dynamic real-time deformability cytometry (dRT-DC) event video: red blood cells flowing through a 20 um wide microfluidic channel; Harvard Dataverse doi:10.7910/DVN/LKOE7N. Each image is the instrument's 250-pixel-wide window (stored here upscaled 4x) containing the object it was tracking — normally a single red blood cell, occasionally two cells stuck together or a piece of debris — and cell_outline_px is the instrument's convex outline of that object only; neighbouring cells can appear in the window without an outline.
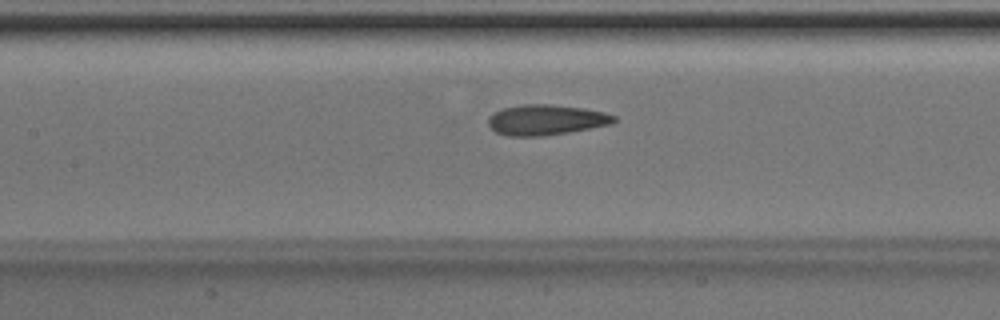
{"species": "Egyptian fruit bat (a non-hibernating species)", "species_latin": "Rousettus aegyptiacus", "temperature_condition": "room temperature", "stored_images_in_passage": 37, "camera_frame_rate_fps": 3000, "um_per_image_px": 0.085, "animal": {"sex": "male"}, "frame": {"image": 1, "passage_image": 18, "time_ms": 5.667, "image_size_px": [1000, 320], "cell_outline_px": [[616, 120], [612, 124], [568, 132], [544, 136], [508, 136], [496, 132], [488, 124], [488, 116], [492, 112], [504, 108], [520, 104], [548, 104], [584, 108], [604, 112], [616, 116]], "centroid_in_image_um": [46.39, 10.18], "position_along_channel_um": 161.0, "area_um2": 22.37}}
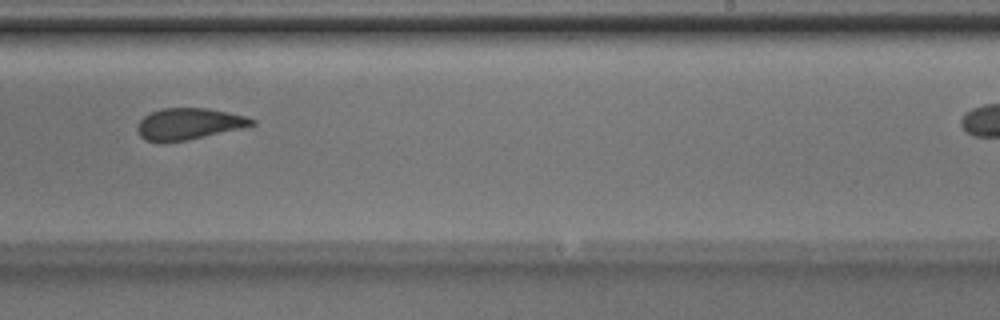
{"frame": {"image": 2, "passage_image": 26, "time_ms": 8.333, "image_size_px": [1000, 320], "cell_outline_px": [[256, 124], [240, 128], [188, 140], [144, 140], [140, 136], [136, 128], [140, 120], [144, 116], [152, 112], [164, 108], [208, 108], [248, 116], [256, 120]], "centroid_in_image_um": [16.09, 10.5], "position_along_channel_um": 272.9, "area_um2": 20.58}}
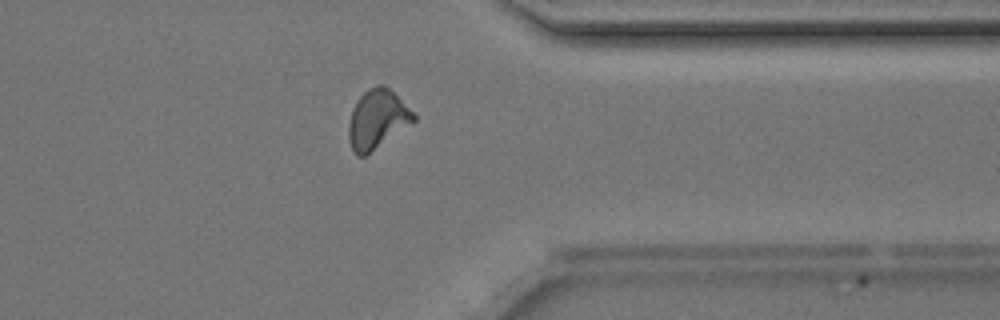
{"frame": {"image": 3, "passage_image": 34, "time_ms": 11.0, "image_size_px": [1000, 320], "cell_outline_px": [[416, 120], [364, 156], [356, 156], [352, 152], [348, 140], [348, 124], [352, 108], [356, 100], [368, 88], [376, 84], [384, 84], [416, 116]], "centroid_in_image_um": [32.0, 10.14], "position_along_channel_um": 379.4, "area_um2": 22.08}}